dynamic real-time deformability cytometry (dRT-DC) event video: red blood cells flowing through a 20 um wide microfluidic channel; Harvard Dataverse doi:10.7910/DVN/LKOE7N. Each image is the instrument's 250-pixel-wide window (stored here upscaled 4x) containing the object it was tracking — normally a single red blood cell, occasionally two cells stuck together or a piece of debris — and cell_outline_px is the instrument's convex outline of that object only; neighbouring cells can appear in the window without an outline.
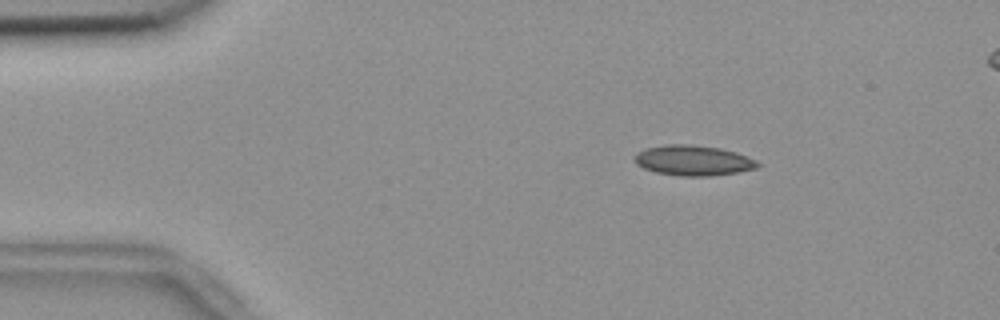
{"species": "common noctule bat (a hibernating species)", "species_latin": "Nyctalus noctula", "temperature_condition": "room temperature", "stored_images_in_passage": 51, "segment_of_instrument_passage": [1, 2], "camera_frame_rate_fps": 3000, "um_per_image_px": 0.085, "animal": {"sex": "female", "body_mass_g": 18.4}, "frame": {"image": 1, "passage_image": 4, "time_ms": 1.0, "image_size_px": [1000, 320], "cell_outline_px": [[760, 164], [756, 168], [736, 172], [712, 176], [680, 176], [656, 172], [644, 168], [636, 164], [636, 152], [644, 148], [668, 144], [688, 144], [720, 148], [736, 152], [756, 160]], "centroid_in_image_um": [58.91, 13.63], "position_along_channel_um": 26.1, "area_um2": 21.62}}
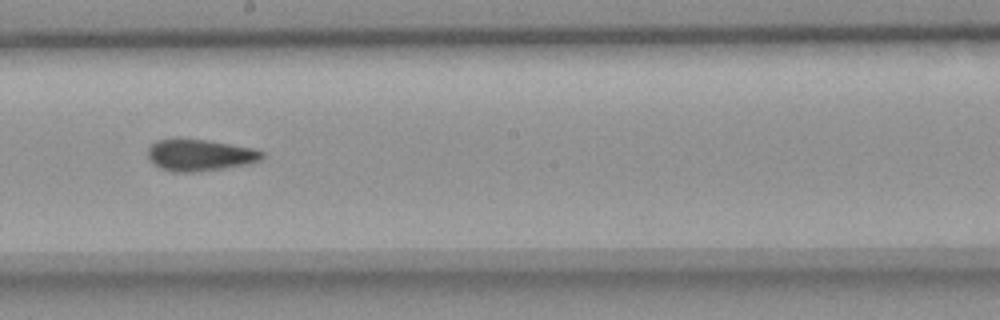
{"frame": {"image": 2, "passage_image": 26, "time_ms": 8.333, "image_size_px": [1000, 320], "cell_outline_px": [[264, 156], [260, 160], [248, 164], [224, 168], [192, 172], [172, 172], [160, 168], [148, 156], [148, 148], [156, 140], [208, 140], [252, 148], [264, 152]], "centroid_in_image_um": [17.02, 13.2], "position_along_channel_um": 231.2, "area_um2": 20.63}}
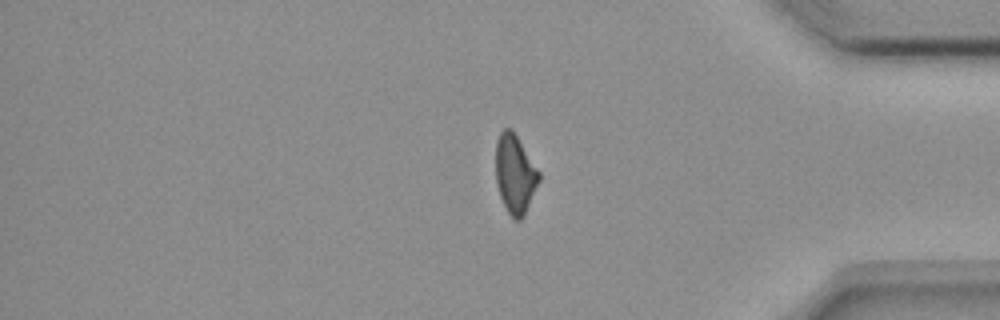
{"frame": {"image": 3, "passage_image": 41, "time_ms": 13.333, "image_size_px": [1000, 320], "cell_outline_px": [[540, 180], [524, 216], [520, 220], [512, 220], [500, 196], [496, 184], [496, 140], [500, 132], [504, 128], [512, 128], [540, 172]], "centroid_in_image_um": [43.77, 14.79], "position_along_channel_um": 391.4, "area_um2": 20.0}}